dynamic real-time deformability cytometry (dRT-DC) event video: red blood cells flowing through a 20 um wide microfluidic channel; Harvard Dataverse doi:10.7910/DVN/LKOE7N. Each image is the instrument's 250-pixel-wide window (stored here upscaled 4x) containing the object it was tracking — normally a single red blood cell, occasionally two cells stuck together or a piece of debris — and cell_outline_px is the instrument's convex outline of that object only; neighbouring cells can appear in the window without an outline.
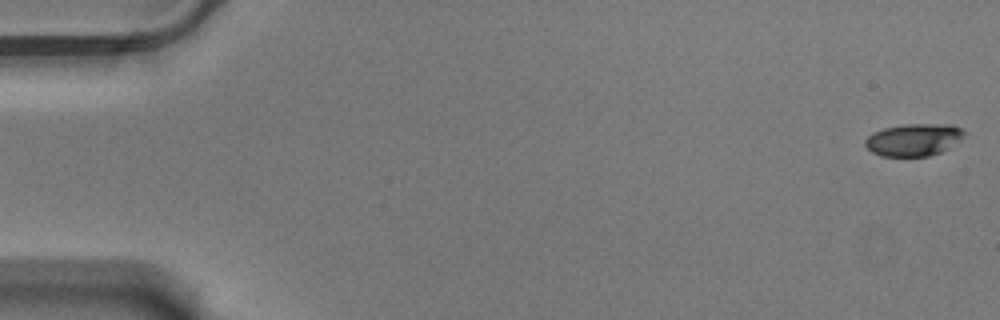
{"species": "Egyptian fruit bat (a non-hibernating species)", "species_latin": "Rousettus aegyptiacus", "temperature_condition": "warm", "stored_images_in_passage": 58, "camera_frame_rate_fps": 3000, "um_per_image_px": 0.085, "animal": {"sex": "male"}, "frame": {"image": 1, "passage_image": 1, "time_ms": 0.0, "image_size_px": [1000, 320], "cell_outline_px": [[968, 132], [960, 140], [948, 148], [940, 152], [928, 156], [880, 156], [872, 152], [864, 144], [864, 140], [872, 132], [884, 128], [908, 124], [952, 124]], "centroid_in_image_um": [77.67, 11.87], "position_along_channel_um": 7.3, "area_um2": 18.73}}
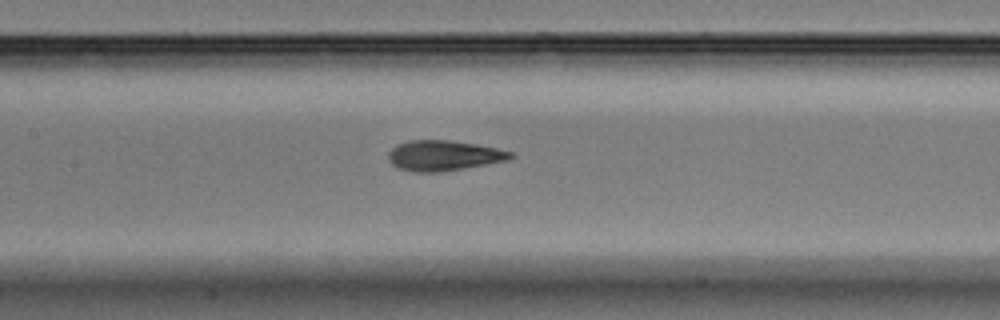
{"frame": {"image": 2, "passage_image": 28, "time_ms": 9.0, "image_size_px": [1000, 320], "cell_outline_px": [[516, 156], [508, 160], [464, 168], [440, 172], [412, 172], [396, 168], [388, 160], [388, 152], [396, 144], [408, 140], [448, 140], [476, 144], [496, 148], [512, 152]], "centroid_in_image_um": [37.67, 13.22], "position_along_channel_um": 169.7, "area_um2": 21.73}}
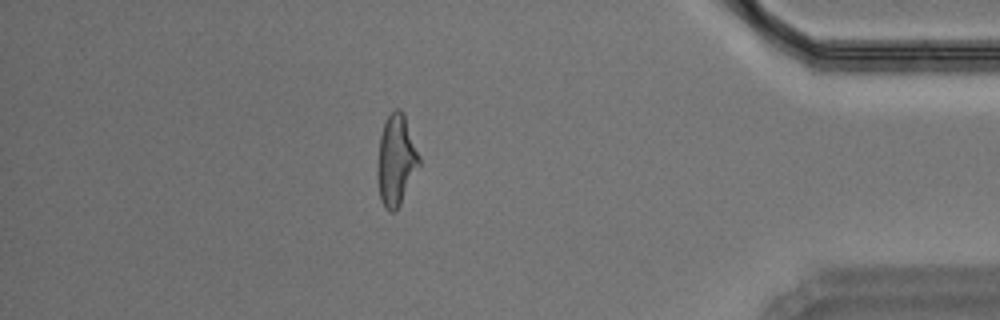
{"frame": {"image": 3, "passage_image": 51, "time_ms": 16.667, "image_size_px": [1000, 320], "cell_outline_px": [[420, 164], [396, 212], [388, 212], [380, 200], [376, 176], [380, 136], [384, 124], [388, 116], [396, 108], [400, 108], [404, 112], [420, 156]], "centroid_in_image_um": [33.66, 13.63], "position_along_channel_um": 401.5, "area_um2": 22.2}, "authors_computed_cell_mechanics": {"area_um2": 21.3282, "velocity_mm_per_s": 3.504, "shape_relaxation_time_tau1_ms": 3.344, "shape_relaxation_time_tau2_ms": 1.6304, "deformation_change_tau1": 0.1746, "deformation_change_tau2": 0.1074}}